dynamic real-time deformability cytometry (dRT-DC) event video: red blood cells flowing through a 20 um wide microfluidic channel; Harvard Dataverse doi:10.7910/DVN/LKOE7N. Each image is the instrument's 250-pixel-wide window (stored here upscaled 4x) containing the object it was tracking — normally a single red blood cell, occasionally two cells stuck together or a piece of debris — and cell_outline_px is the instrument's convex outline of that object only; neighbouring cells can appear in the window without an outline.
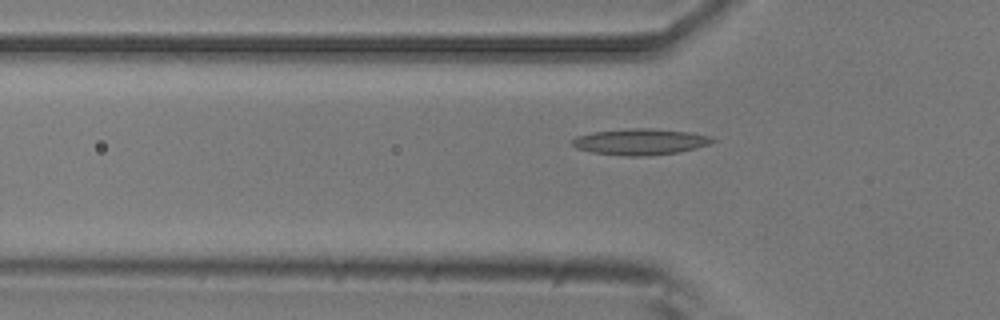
{"species": "common noctule bat (a hibernating species)", "species_latin": "Nyctalus noctula", "temperature_condition": "room temperature", "stored_images_in_passage": 13, "camera_frame_rate_fps": 3000, "um_per_image_px": 0.085, "animal": {"sex": "male", "body_mass_g": 20.5, "forearm_length_mm": 52.5}, "frame": {"image": 1, "passage_image": 3, "time_ms": 3.333, "image_size_px": [1000, 320], "cell_outline_px": [[716, 140], [708, 144], [696, 148], [680, 152], [648, 156], [624, 156], [592, 152], [576, 148], [572, 144], [572, 140], [576, 136], [592, 132], [632, 128], [648, 128], [688, 132], [712, 136]], "centroid_in_image_um": [54.42, 12.05], "position_along_channel_um": 71.4, "area_um2": 21.39}}
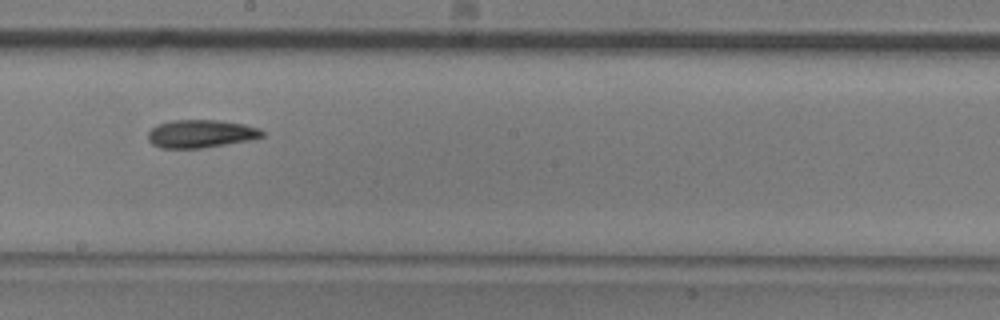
{"frame": {"image": 2, "passage_image": 7, "time_ms": 7.667, "image_size_px": [1000, 320], "cell_outline_px": [[264, 136], [248, 140], [200, 148], [160, 148], [152, 144], [148, 140], [148, 132], [156, 124], [172, 120], [220, 120], [244, 124], [260, 128], [264, 132]], "centroid_in_image_um": [17.04, 11.36], "position_along_channel_um": 231.2, "area_um2": 18.61}}
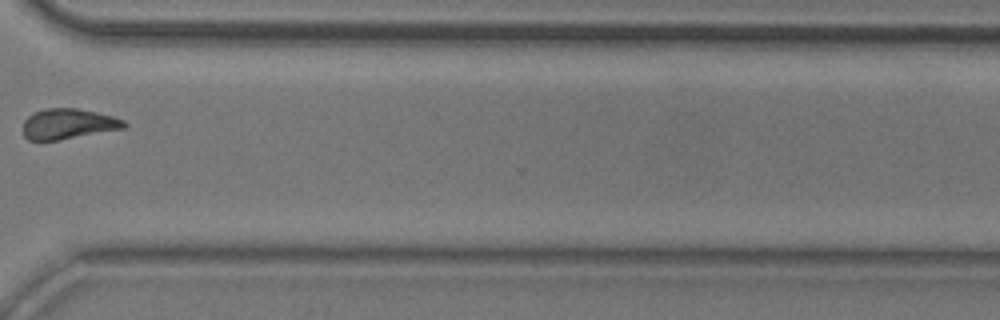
{"frame": {"image": 3, "passage_image": 10, "time_ms": 11.333, "image_size_px": [1000, 320], "cell_outline_px": [[128, 124], [124, 128], [60, 140], [28, 140], [24, 136], [24, 120], [32, 112], [48, 108], [76, 108], [96, 112], [112, 116], [124, 120]], "centroid_in_image_um": [5.79, 10.53], "position_along_channel_um": 364.8, "area_um2": 17.86}}